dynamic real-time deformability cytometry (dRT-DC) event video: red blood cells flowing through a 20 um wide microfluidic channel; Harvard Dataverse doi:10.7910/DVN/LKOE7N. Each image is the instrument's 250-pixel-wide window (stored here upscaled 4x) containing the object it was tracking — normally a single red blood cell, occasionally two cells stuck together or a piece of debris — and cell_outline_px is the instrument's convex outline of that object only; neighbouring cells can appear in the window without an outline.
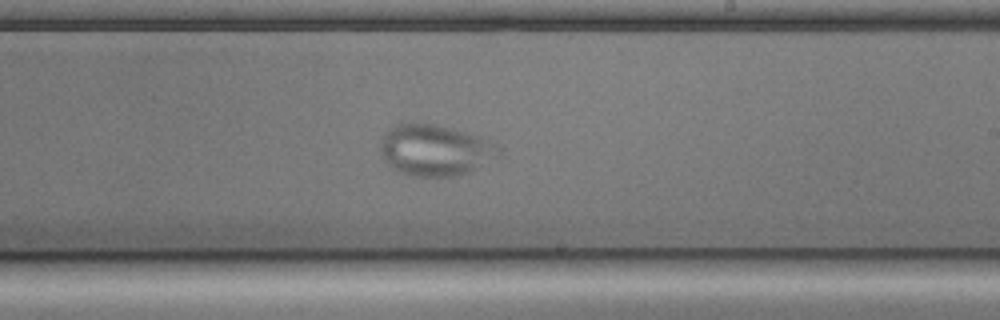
{"species": "common noctule bat (a hibernating species)", "species_latin": "Nyctalus noctula", "temperature_condition": "cold", "stored_images_in_passage": 55, "camera_frame_rate_fps": 3000, "um_per_image_px": 0.085, "animal": {"sex": "male", "body_mass_g": 17.9, "forearm_length_mm": 54.2}, "frame": {"image": 1, "passage_image": 31, "time_ms": 10.0, "image_size_px": [1000, 320], "cell_outline_px": [[500, 156], [472, 172], [456, 176], [412, 176], [400, 172], [392, 168], [384, 160], [380, 148], [380, 140], [384, 132], [388, 128], [396, 124], [436, 124], [480, 136], [496, 144], [500, 148]], "centroid_in_image_um": [36.99, 12.78], "position_along_channel_um": 252.0, "area_um2": 35.55}}